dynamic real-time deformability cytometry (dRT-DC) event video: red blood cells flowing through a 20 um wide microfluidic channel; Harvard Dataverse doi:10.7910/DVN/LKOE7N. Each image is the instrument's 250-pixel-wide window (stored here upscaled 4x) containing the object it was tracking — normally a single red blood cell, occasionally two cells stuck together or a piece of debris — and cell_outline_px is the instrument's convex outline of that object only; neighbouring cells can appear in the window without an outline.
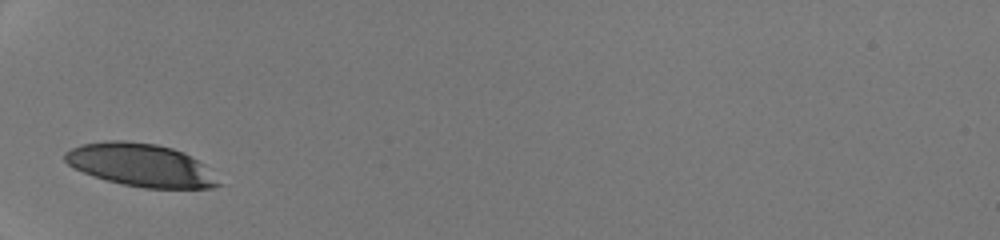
{"species": "human", "species_latin": "Homo sapiens", "temperature_condition": "room temperature", "stored_images_in_passage": 24, "camera_frame_rate_fps": 3000, "um_per_image_px": 0.085, "donor": {"sex": "male"}, "frame": {"image": 1, "passage_image": 1, "time_ms": 0.0, "image_size_px": [1000, 240], "cell_outline_px": [[220, 184], [212, 188], [144, 188], [124, 184], [108, 180], [72, 168], [64, 160], [64, 152], [80, 144], [108, 140], [124, 140], [156, 144], [172, 148], [204, 164]], "centroid_in_image_um": [11.91, 14.02], "position_along_channel_um": 73.1, "area_um2": 37.86}}
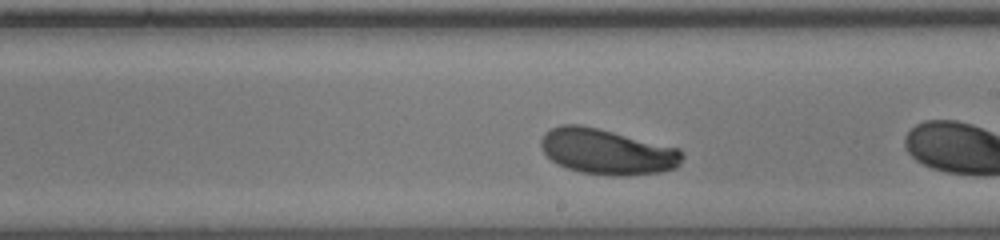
{"frame": {"image": 2, "passage_image": 11, "time_ms": 3.333, "image_size_px": [1000, 240], "cell_outline_px": [[684, 156], [680, 164], [676, 168], [660, 172], [620, 176], [612, 176], [580, 172], [556, 164], [540, 148], [540, 140], [544, 132], [560, 124], [580, 124], [680, 148]], "centroid_in_image_um": [51.59, 12.89], "position_along_channel_um": 237.4, "area_um2": 37.63}}
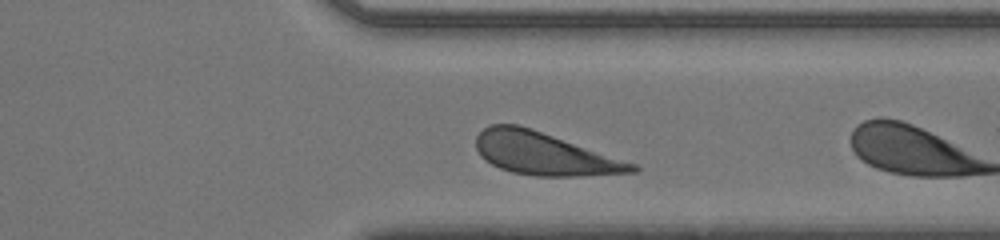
{"frame": {"image": 3, "passage_image": 20, "time_ms": 6.333, "image_size_px": [1000, 240], "cell_outline_px": [[640, 168], [636, 172], [576, 176], [536, 176], [512, 172], [500, 168], [484, 160], [480, 156], [476, 148], [476, 136], [484, 128], [492, 124], [516, 124], [636, 164]], "centroid_in_image_um": [46.21, 13.08], "position_along_channel_um": 365.2, "area_um2": 37.97}, "authors_computed_cell_mechanics": {"area_um2": 37.57, "velocity_mm_per_s": 4.2416, "shape_relaxation_time_tau1_ms": 1.7023, "shape_relaxation_time_tau2_ms": null, "deformation_change_tau1": 0.0718, "deformation_change_tau2": null}}